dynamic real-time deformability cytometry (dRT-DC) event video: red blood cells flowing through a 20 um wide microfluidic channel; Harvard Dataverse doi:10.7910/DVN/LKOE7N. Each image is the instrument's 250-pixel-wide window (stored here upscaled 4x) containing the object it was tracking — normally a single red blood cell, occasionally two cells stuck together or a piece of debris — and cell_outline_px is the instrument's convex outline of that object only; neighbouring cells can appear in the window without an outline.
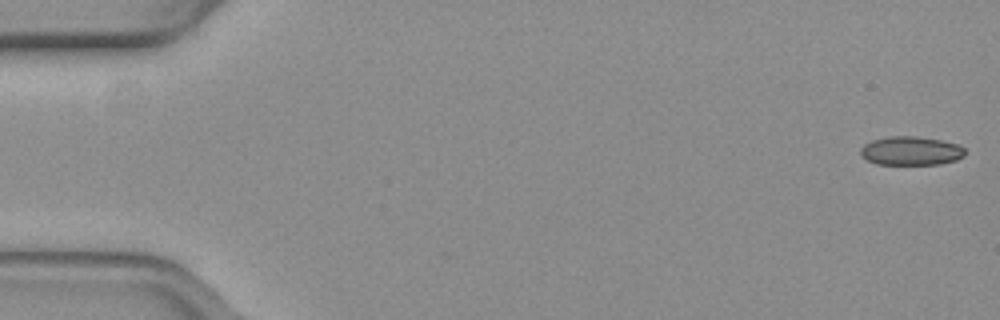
{"species": "common noctule bat (a hibernating species)", "species_latin": "Nyctalus noctula", "temperature_condition": "warm", "stored_images_in_passage": 15, "camera_frame_rate_fps": 3000, "um_per_image_px": 0.085, "animal": {"sex": "female", "body_mass_g": 19.3, "forearm_length_mm": 54.1}, "frame": {"image": 1, "passage_image": 1, "time_ms": 0.0, "image_size_px": [1000, 320], "cell_outline_px": [[964, 156], [956, 160], [940, 164], [876, 164], [868, 160], [860, 152], [860, 148], [864, 144], [872, 140], [888, 136], [916, 136], [940, 140], [956, 144], [964, 148]], "centroid_in_image_um": [77.42, 12.82], "position_along_channel_um": 7.6, "area_um2": 17.4}}